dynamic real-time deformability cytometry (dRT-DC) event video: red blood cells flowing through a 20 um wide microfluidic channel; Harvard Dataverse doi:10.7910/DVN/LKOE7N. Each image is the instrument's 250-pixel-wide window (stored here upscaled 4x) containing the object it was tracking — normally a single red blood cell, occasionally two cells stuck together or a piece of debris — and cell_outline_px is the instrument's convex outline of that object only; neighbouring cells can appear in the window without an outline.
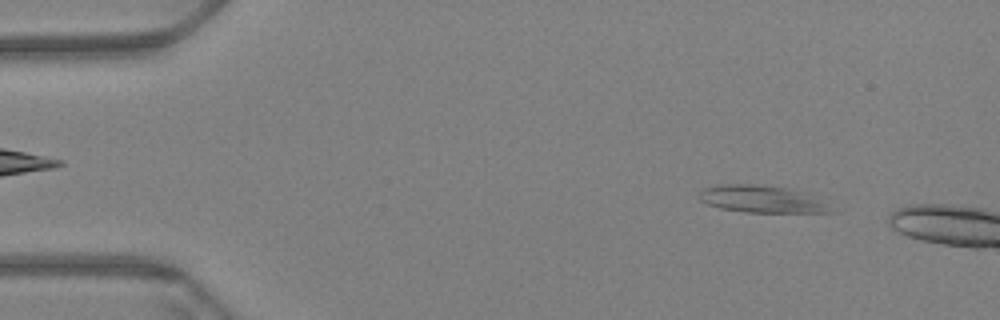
{"species": "Egyptian fruit bat (a non-hibernating species)", "species_latin": "Rousettus aegyptiacus", "temperature_condition": "warm", "stored_images_in_passage": 10, "camera_frame_rate_fps": 3000, "um_per_image_px": 0.085, "animal": {"sex": "female"}, "frame": {"image": 1, "passage_image": 6, "time_ms": 1.667, "image_size_px": [1000, 320], "cell_outline_px": [[836, 212], [744, 212], [720, 208], [708, 204], [700, 200], [696, 196], [704, 188], [716, 184], [760, 184], [808, 192]], "centroid_in_image_um": [64.68, 16.91], "position_along_channel_um": 20.3, "area_um2": 20.81}}